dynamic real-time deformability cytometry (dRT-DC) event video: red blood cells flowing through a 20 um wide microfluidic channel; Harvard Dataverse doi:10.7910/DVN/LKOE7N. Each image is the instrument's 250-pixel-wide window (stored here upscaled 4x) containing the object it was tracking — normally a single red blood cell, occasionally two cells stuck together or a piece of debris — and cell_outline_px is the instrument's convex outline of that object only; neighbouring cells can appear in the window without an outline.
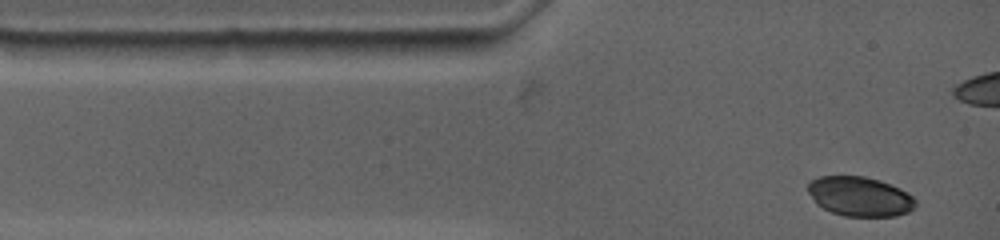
{"species": "common noctule bat (a hibernating species)", "species_latin": "Nyctalus noctula", "temperature_condition": "warm", "stored_images_in_passage": 8, "camera_frame_rate_fps": 4500, "um_per_image_px": 0.085, "animal": {"sex": "female", "body_mass_g": 19.0, "forearm_length_mm": 53.3}, "frame": {"image": 1, "passage_image": 1, "time_ms": 0.0, "image_size_px": [1000, 240], "cell_outline_px": [[916, 204], [908, 212], [896, 216], [844, 216], [832, 212], [816, 204], [808, 192], [808, 184], [812, 180], [820, 176], [864, 176], [880, 180], [900, 188], [908, 192], [916, 200]], "centroid_in_image_um": [73.09, 16.69], "position_along_channel_um": 11.9, "area_um2": 24.8}}